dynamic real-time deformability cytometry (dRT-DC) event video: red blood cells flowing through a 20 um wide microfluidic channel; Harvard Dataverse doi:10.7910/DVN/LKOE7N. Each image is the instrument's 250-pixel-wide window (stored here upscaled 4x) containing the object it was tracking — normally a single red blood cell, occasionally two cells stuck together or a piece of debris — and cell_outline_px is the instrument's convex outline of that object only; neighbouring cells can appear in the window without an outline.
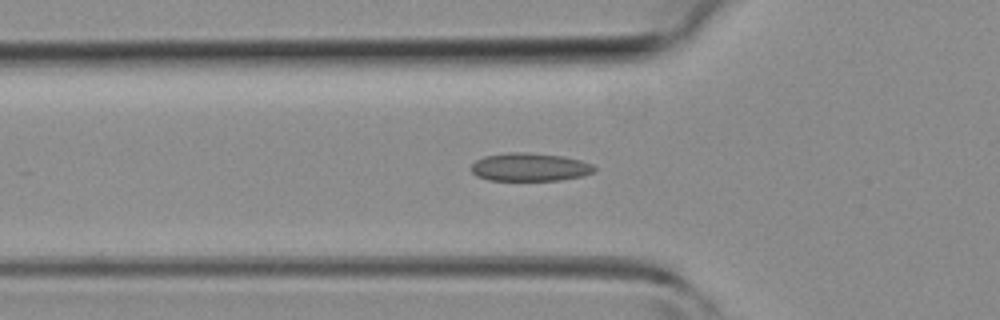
{"species": "common noctule bat (a hibernating species)", "species_latin": "Nyctalus noctula", "temperature_condition": "room temperature", "stored_images_in_passage": 32, "camera_frame_rate_fps": 3000, "um_per_image_px": 0.085, "animal": {"sex": "female", "body_mass_g": 19.3, "forearm_length_mm": 54.1}, "frame": {"image": 1, "passage_image": 6, "time_ms": 1.667, "image_size_px": [1000, 320], "cell_outline_px": [[596, 168], [592, 172], [584, 176], [560, 180], [488, 180], [476, 176], [472, 172], [472, 164], [476, 160], [484, 156], [508, 152], [524, 152], [564, 156], [580, 160], [592, 164]], "centroid_in_image_um": [45.03, 14.2], "position_along_channel_um": 80.8, "area_um2": 20.23}}
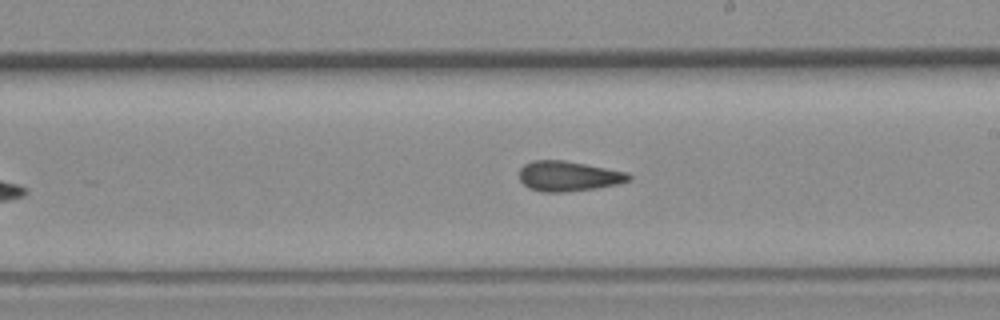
{"frame": {"image": 2, "passage_image": 16, "time_ms": 5.0, "image_size_px": [1000, 320], "cell_outline_px": [[632, 180], [616, 184], [596, 188], [564, 192], [540, 192], [528, 188], [520, 180], [520, 168], [524, 164], [532, 160], [564, 160], [628, 172], [632, 176]], "centroid_in_image_um": [48.31, 14.97], "position_along_channel_um": 240.7, "area_um2": 19.31}}
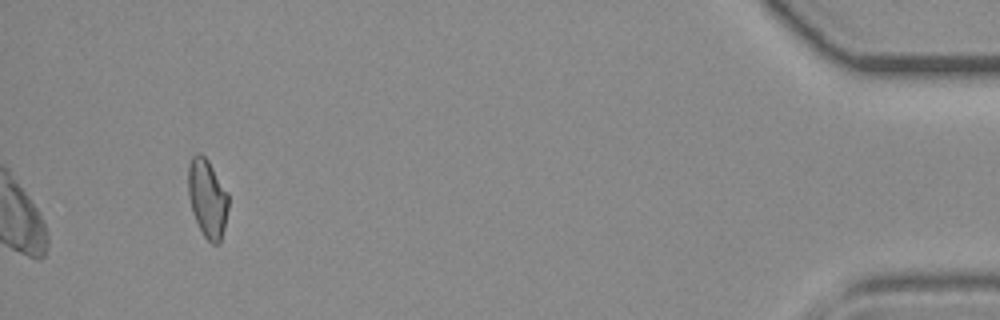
{"frame": {"image": 3, "passage_image": 32, "time_ms": 10.333, "image_size_px": [1000, 320], "cell_outline_px": [[228, 208], [224, 228], [220, 244], [212, 244], [204, 236], [192, 212], [188, 196], [188, 164], [192, 156], [196, 152], [200, 152], [208, 160], [228, 192]], "centroid_in_image_um": [17.62, 16.83], "position_along_channel_um": 417.6, "area_um2": 18.5}}